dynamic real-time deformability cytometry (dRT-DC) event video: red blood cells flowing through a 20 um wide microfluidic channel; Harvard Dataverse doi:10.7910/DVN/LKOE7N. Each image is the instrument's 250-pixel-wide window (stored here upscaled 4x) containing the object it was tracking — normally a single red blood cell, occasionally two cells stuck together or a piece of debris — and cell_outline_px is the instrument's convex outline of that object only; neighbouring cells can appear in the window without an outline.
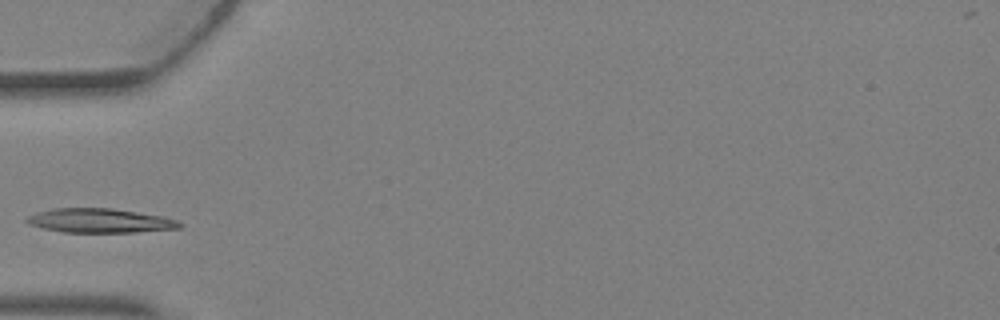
{"species": "Egyptian fruit bat (a non-hibernating species)", "species_latin": "Rousettus aegyptiacus", "temperature_condition": "warm", "stored_images_in_passage": 3, "camera_frame_rate_fps": 3000, "um_per_image_px": 0.085, "animal": {"sex": "female"}, "frame": {"image": 1, "passage_image": 1, "time_ms": 0.0, "image_size_px": [1000, 320], "cell_outline_px": [[184, 224], [180, 228], [136, 232], [64, 232], [44, 228], [28, 224], [24, 220], [28, 216], [36, 212], [56, 208], [112, 208], [160, 216], [176, 220]], "centroid_in_image_um": [8.47, 18.75], "position_along_channel_um": 76.5, "area_um2": 21.39}}